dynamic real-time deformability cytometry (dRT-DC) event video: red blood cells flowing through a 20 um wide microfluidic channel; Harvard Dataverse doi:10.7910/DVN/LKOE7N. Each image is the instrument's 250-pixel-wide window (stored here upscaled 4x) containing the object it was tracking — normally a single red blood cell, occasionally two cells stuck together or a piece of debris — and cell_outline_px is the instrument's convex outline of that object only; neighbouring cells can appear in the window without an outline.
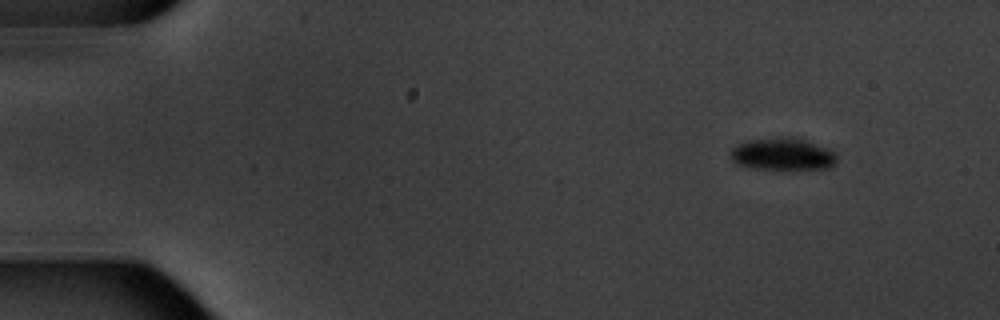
{"species": "common noctule bat (a hibernating species)", "species_latin": "Nyctalus noctula", "temperature_condition": "warm", "stored_images_in_passage": 4, "camera_frame_rate_fps": 3000, "um_per_image_px": 0.085, "animal": {"sex": "male", "body_mass_g": 20.1, "forearm_length_mm": 53.5}, "frame": {"image": 1, "passage_image": 1, "time_ms": 0.0, "image_size_px": [1000, 320], "cell_outline_px": [[836, 164], [832, 168], [796, 172], [748, 168], [736, 164], [732, 160], [728, 152], [736, 144], [744, 140], [780, 136], [792, 136], [828, 148], [836, 152]], "centroid_in_image_um": [66.52, 13.14], "position_along_channel_um": 18.5, "area_um2": 21.5}}
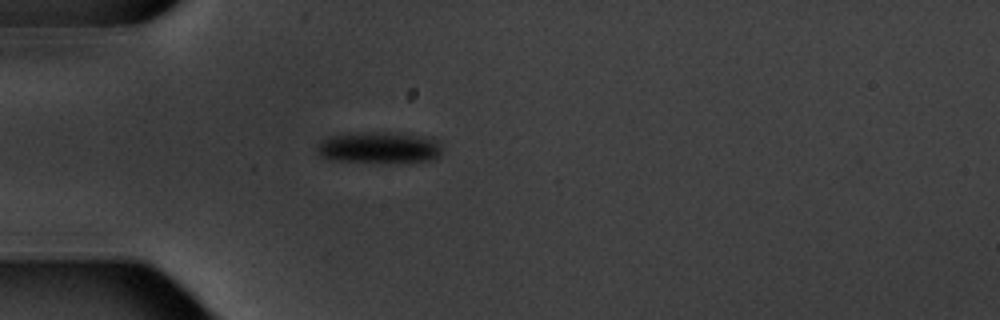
{"frame": {"image": 2, "passage_image": 4, "time_ms": 3.667, "image_size_px": [1000, 320], "cell_outline_px": [[440, 156], [436, 160], [388, 164], [332, 160], [320, 156], [316, 152], [316, 144], [320, 140], [328, 136], [368, 132], [388, 132], [432, 136], [440, 144]], "centroid_in_image_um": [32.25, 12.57], "position_along_channel_um": 52.8, "area_um2": 23.87}}